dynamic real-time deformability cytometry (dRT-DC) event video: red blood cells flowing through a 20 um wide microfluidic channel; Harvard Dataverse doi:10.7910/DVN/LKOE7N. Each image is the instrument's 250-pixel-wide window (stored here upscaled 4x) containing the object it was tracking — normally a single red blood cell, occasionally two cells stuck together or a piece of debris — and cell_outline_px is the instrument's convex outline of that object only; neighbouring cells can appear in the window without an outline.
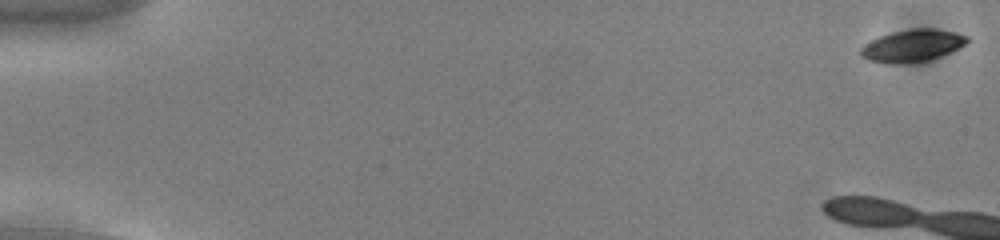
{"species": "common noctule bat (a hibernating species)", "species_latin": "Nyctalus noctula", "temperature_condition": "cold", "stored_images_in_passage": 10, "camera_frame_rate_fps": 3000, "um_per_image_px": 0.085, "animal": {"sex": "male", "body_mass_g": 13.0, "forearm_length_mm": 53.1}, "frame": {"image": 1, "passage_image": 1, "time_ms": 0.0, "image_size_px": [1000, 240], "cell_outline_px": [[972, 40], [940, 56], [928, 60], [908, 64], [888, 64], [868, 60], [860, 56], [860, 48], [864, 44], [880, 36], [892, 32], [912, 28], [932, 28], [956, 32], [968, 36]], "centroid_in_image_um": [77.53, 3.88], "position_along_channel_um": 7.5, "area_um2": 20.11}}